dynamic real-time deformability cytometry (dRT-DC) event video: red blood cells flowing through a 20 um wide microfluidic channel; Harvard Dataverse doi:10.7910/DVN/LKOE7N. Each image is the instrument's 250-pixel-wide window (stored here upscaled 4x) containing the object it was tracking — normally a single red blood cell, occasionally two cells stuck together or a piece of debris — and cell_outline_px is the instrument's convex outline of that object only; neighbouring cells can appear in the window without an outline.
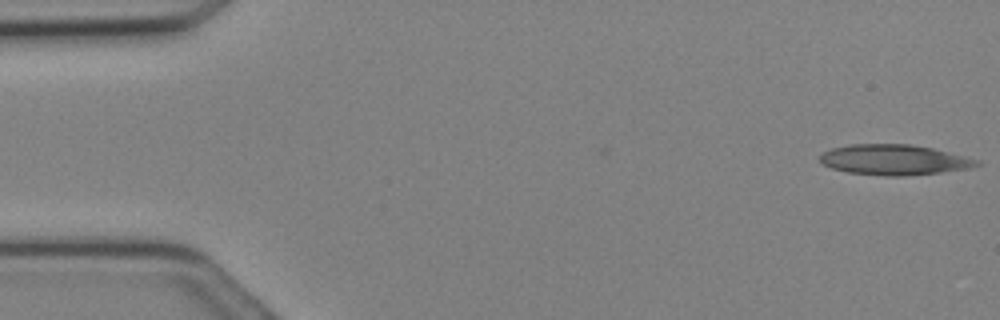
{"species": "Egyptian fruit bat (a non-hibernating species)", "species_latin": "Rousettus aegyptiacus", "temperature_condition": "cold", "stored_images_in_passage": 2, "camera_frame_rate_fps": 3000, "um_per_image_px": 0.085, "animal": {"sex": "female"}, "frame": {"image": 1, "passage_image": 2, "time_ms": 0.333, "image_size_px": [1000, 320], "cell_outline_px": [[980, 164], [968, 168], [940, 172], [904, 176], [884, 176], [848, 172], [832, 168], [824, 164], [820, 160], [820, 152], [832, 148], [848, 144], [912, 144], [932, 148], [980, 160]], "centroid_in_image_um": [75.96, 13.57], "position_along_channel_um": 9.0, "area_um2": 27.69}}